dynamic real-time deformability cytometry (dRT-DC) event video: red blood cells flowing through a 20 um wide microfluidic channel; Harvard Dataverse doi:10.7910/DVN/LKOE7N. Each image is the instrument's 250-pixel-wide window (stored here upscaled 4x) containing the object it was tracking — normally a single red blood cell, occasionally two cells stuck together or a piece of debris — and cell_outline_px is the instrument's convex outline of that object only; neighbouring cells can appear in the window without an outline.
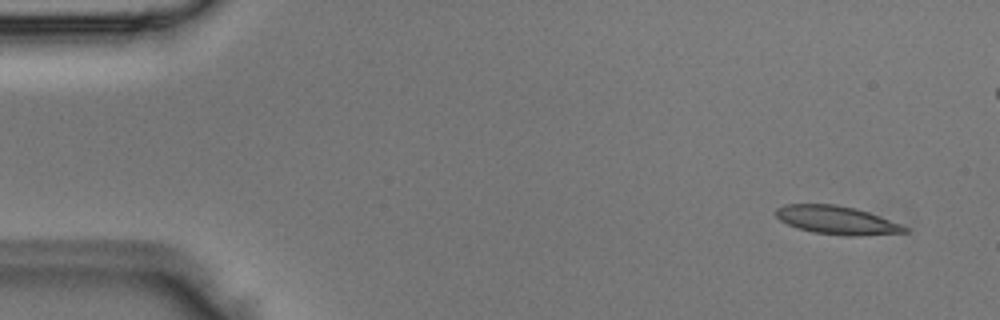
{"species": "Egyptian fruit bat (a non-hibernating species)", "species_latin": "Rousettus aegyptiacus", "temperature_condition": "room temperature", "stored_images_in_passage": 5, "camera_frame_rate_fps": 3000, "um_per_image_px": 0.085, "animal": {"sex": "male"}, "frame": {"image": 1, "passage_image": 1, "time_ms": 0.0, "image_size_px": [1000, 320], "cell_outline_px": [[908, 232], [860, 236], [848, 236], [812, 232], [796, 228], [780, 220], [776, 216], [776, 208], [784, 204], [836, 204], [856, 208], [868, 212], [900, 224], [908, 228]], "centroid_in_image_um": [71.1, 18.71], "position_along_channel_um": 13.9, "area_um2": 21.27}}